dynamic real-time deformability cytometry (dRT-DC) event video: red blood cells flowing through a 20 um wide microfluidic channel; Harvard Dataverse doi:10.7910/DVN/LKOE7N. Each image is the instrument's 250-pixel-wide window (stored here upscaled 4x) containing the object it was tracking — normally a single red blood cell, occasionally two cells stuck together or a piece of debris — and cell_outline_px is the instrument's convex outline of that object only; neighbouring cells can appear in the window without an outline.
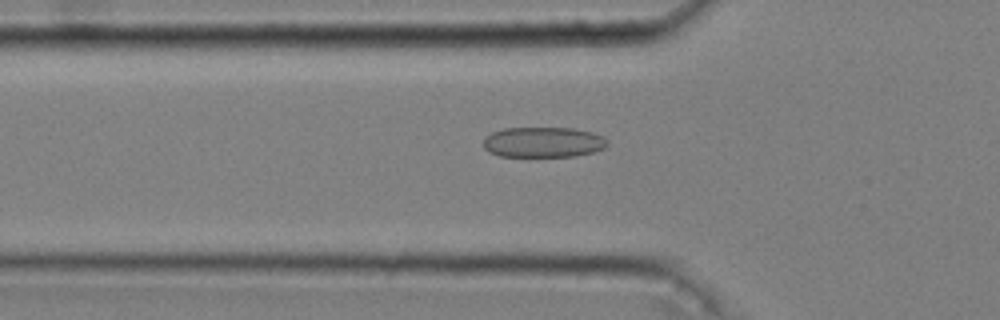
{"species": "common noctule bat (a hibernating species)", "species_latin": "Nyctalus noctula", "temperature_condition": "cold", "stored_images_in_passage": 45, "camera_frame_rate_fps": 3000, "um_per_image_px": 0.085, "animal": {"sex": "male", "body_mass_g": 20.4}, "frame": {"image": 1, "passage_image": 14, "time_ms": 4.333, "image_size_px": [1000, 320], "cell_outline_px": [[608, 144], [604, 148], [592, 152], [576, 156], [500, 156], [488, 152], [484, 148], [484, 136], [492, 132], [504, 128], [572, 128], [592, 132], [604, 136], [608, 140]], "centroid_in_image_um": [46.17, 12.08], "position_along_channel_um": 79.6, "area_um2": 22.08}}
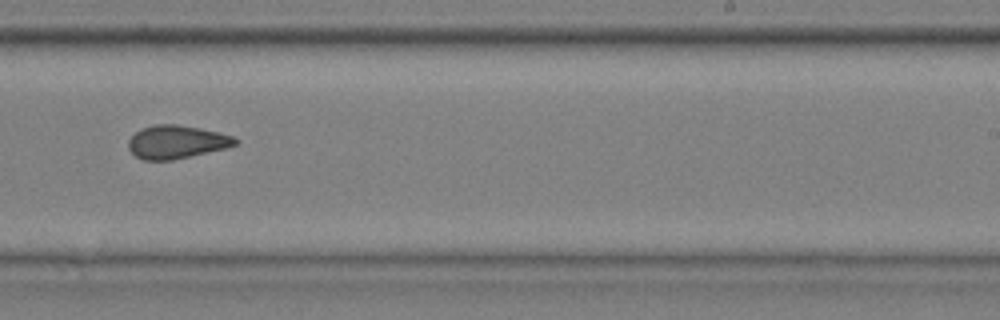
{"frame": {"image": 2, "passage_image": 30, "time_ms": 9.667, "image_size_px": [1000, 320], "cell_outline_px": [[240, 140], [236, 144], [228, 148], [172, 160], [144, 160], [136, 156], [128, 148], [128, 140], [140, 128], [156, 124], [176, 124], [200, 128], [232, 136]], "centroid_in_image_um": [15.0, 12.06], "position_along_channel_um": 274.0, "area_um2": 20.69}}
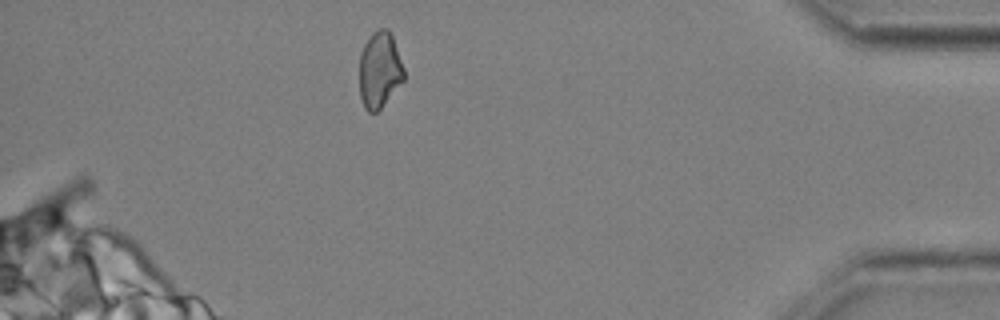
{"frame": {"image": 3, "passage_image": 44, "time_ms": 14.333, "image_size_px": [1000, 320], "cell_outline_px": [[404, 80], [380, 108], [376, 112], [368, 112], [364, 108], [360, 96], [360, 52], [364, 44], [372, 32], [380, 28], [388, 28], [392, 36], [404, 68]], "centroid_in_image_um": [32.25, 5.93], "position_along_channel_um": 402.9, "area_um2": 19.71}, "authors_computed_cell_mechanics": {"area_um2": 21.0392, "velocity_mm_per_s": 3.6432, "shape_relaxation_time_tau1_ms": 9.3044, "shape_relaxation_time_tau2_ms": 3.0298, "deformation_change_tau1": 0.177, "deformation_change_tau2": 0.0942}}